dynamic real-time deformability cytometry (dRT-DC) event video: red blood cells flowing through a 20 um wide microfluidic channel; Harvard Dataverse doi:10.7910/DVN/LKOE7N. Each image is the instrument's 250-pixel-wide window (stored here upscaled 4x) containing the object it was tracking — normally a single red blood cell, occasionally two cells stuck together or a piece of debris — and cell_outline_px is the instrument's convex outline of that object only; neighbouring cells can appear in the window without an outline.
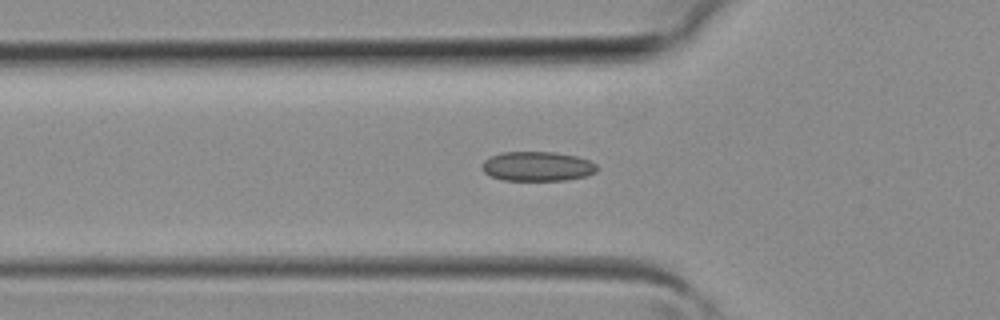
{"species": "common noctule bat (a hibernating species)", "species_latin": "Nyctalus noctula", "temperature_condition": "room temperature", "stored_images_in_passage": 29, "camera_frame_rate_fps": 3000, "um_per_image_px": 0.085, "animal": {"sex": "female", "body_mass_g": 19.3, "forearm_length_mm": 54.1}, "frame": {"image": 1, "passage_image": 5, "time_ms": 1.333, "image_size_px": [1000, 320], "cell_outline_px": [[596, 172], [588, 176], [564, 180], [504, 180], [488, 176], [480, 168], [480, 164], [484, 160], [492, 156], [504, 152], [552, 152], [576, 156], [588, 160], [596, 164]], "centroid_in_image_um": [45.64, 14.15], "position_along_channel_um": 80.2, "area_um2": 19.83}}
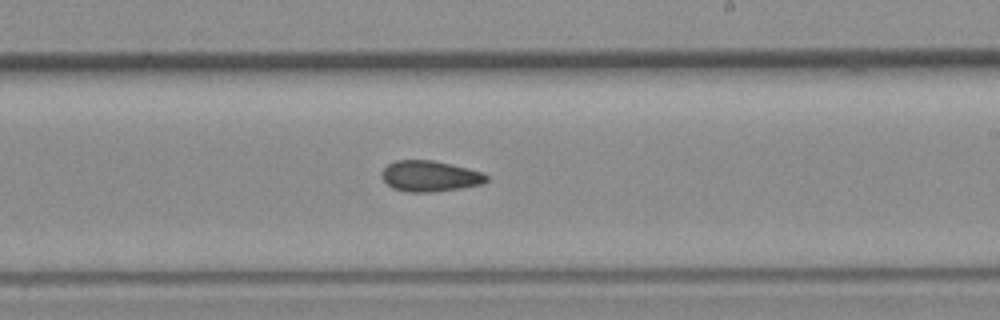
{"frame": {"image": 2, "passage_image": 15, "time_ms": 4.667, "image_size_px": [1000, 320], "cell_outline_px": [[488, 180], [484, 184], [460, 188], [432, 192], [408, 192], [392, 188], [380, 176], [384, 168], [388, 164], [396, 160], [432, 160], [468, 168], [484, 172], [488, 176]], "centroid_in_image_um": [36.56, 14.97], "position_along_channel_um": 252.4, "area_um2": 18.9}}
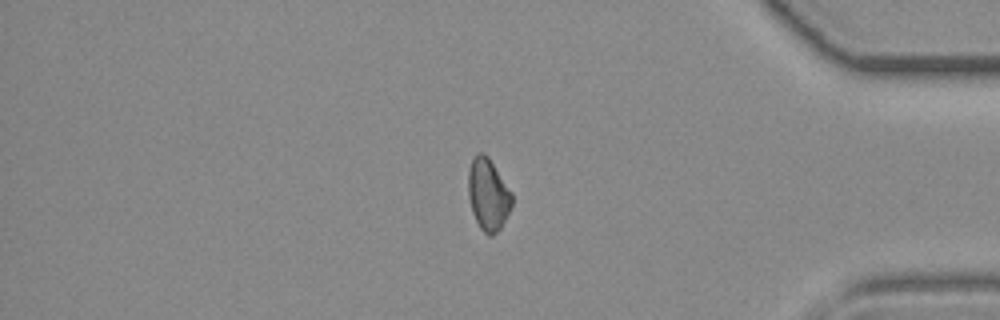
{"frame": {"image": 3, "passage_image": 25, "time_ms": 8.0, "image_size_px": [1000, 320], "cell_outline_px": [[512, 204], [500, 228], [492, 236], [488, 236], [480, 228], [472, 212], [468, 196], [468, 168], [476, 152], [484, 152], [488, 156], [512, 192]], "centroid_in_image_um": [41.47, 16.5], "position_along_channel_um": 393.7, "area_um2": 18.32}}